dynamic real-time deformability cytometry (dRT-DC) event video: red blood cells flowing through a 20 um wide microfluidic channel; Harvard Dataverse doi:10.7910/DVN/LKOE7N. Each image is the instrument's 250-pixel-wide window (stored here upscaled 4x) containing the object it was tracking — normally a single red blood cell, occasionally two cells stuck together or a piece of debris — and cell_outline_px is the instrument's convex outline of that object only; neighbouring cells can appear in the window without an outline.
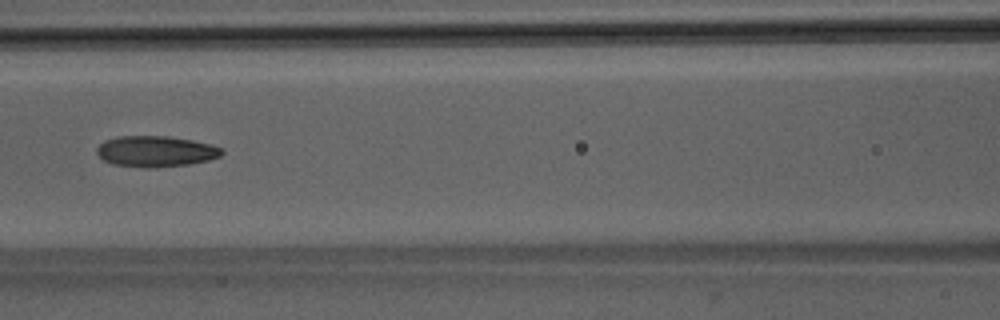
{"species": "Egyptian fruit bat (a non-hibernating species)", "species_latin": "Rousettus aegyptiacus", "temperature_condition": "room temperature", "stored_images_in_passage": 49, "camera_frame_rate_fps": 3000, "um_per_image_px": 0.085, "animal": {"sex": "male"}, "frame": {"image": 1, "passage_image": 22, "time_ms": 7.0, "image_size_px": [1000, 320], "cell_outline_px": [[224, 152], [220, 156], [208, 160], [188, 164], [156, 168], [144, 168], [112, 164], [104, 160], [96, 152], [96, 148], [104, 140], [120, 136], [168, 136], [192, 140], [212, 144], [224, 148]], "centroid_in_image_um": [13.25, 12.87], "position_along_channel_um": 153.3, "area_um2": 22.72}}
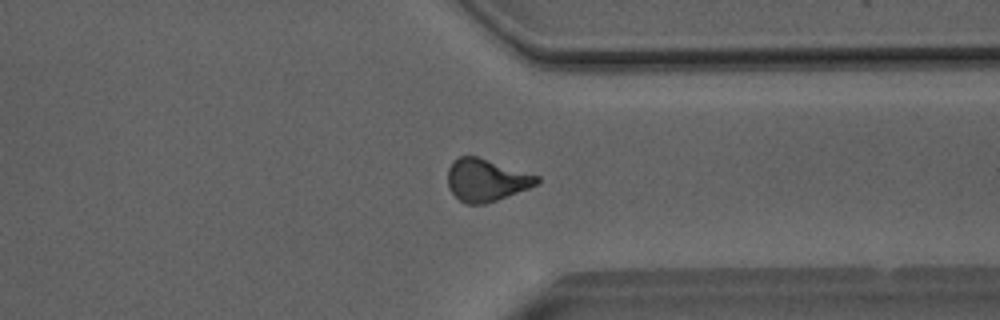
{"frame": {"image": 2, "passage_image": 38, "time_ms": 12.333, "image_size_px": [1000, 320], "cell_outline_px": [[540, 180], [536, 184], [528, 188], [496, 200], [484, 204], [464, 204], [448, 188], [448, 168], [452, 160], [460, 156], [476, 156], [540, 176]], "centroid_in_image_um": [41.3, 15.3], "position_along_channel_um": 370.1, "area_um2": 21.85}}
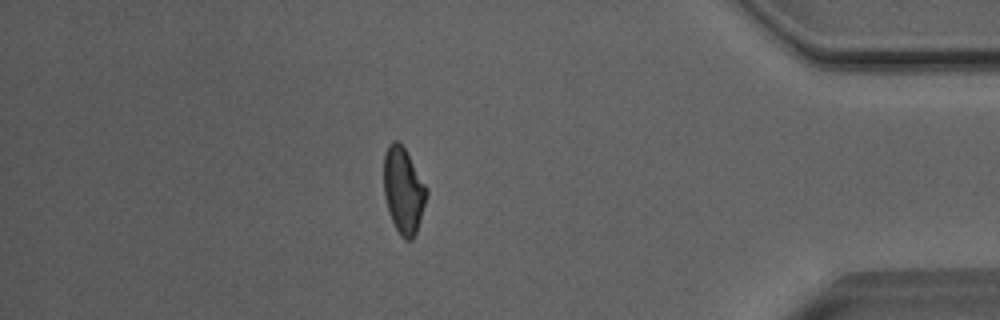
{"frame": {"image": 3, "passage_image": 43, "time_ms": 14.0, "image_size_px": [1000, 320], "cell_outline_px": [[428, 196], [416, 232], [412, 240], [404, 240], [400, 236], [392, 220], [384, 196], [384, 152], [388, 144], [392, 140], [400, 140], [428, 188]], "centroid_in_image_um": [34.3, 16.15], "position_along_channel_um": 400.9, "area_um2": 21.68}, "authors_computed_cell_mechanics": {"area_um2": 22.0218, "velocity_mm_per_s": 4.086, "shape_relaxation_time_tau1_ms": 9.0882, "shape_relaxation_time_tau2_ms": 3.0453, "deformation_change_tau1": 0.2068, "deformation_change_tau2": 0.1185}}